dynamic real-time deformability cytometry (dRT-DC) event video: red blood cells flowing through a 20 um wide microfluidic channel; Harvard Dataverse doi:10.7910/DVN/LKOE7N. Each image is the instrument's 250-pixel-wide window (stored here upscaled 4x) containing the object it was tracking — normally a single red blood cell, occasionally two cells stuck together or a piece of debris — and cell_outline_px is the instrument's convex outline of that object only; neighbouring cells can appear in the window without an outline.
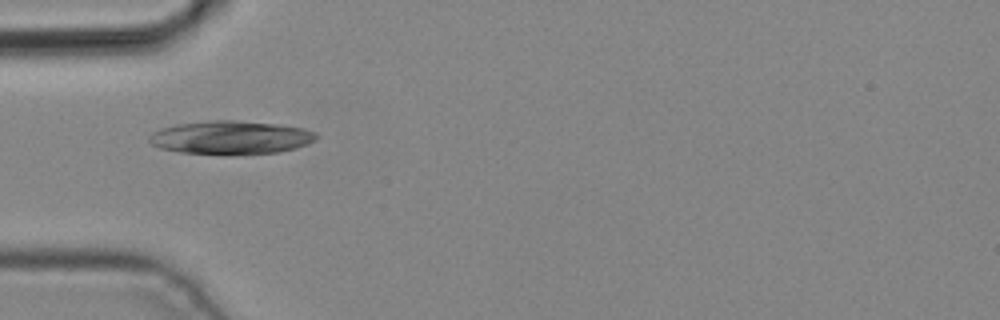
{"species": "common noctule bat (a hibernating species)", "species_latin": "Nyctalus noctula", "temperature_condition": "cold", "stored_images_in_passage": 5, "camera_frame_rate_fps": 3000, "um_per_image_px": 0.085, "animal": {"sex": "male", "body_mass_g": 19.2, "forearm_length_mm": 51.8}, "frame": {"image": 1, "passage_image": 5, "time_ms": 1.333, "image_size_px": [1000, 320], "cell_outline_px": [[320, 136], [316, 140], [308, 144], [296, 148], [280, 152], [224, 156], [180, 152], [160, 148], [152, 144], [148, 140], [148, 136], [152, 132], [160, 128], [176, 124], [208, 120], [236, 120], [280, 124], [304, 128], [316, 132]], "centroid_in_image_um": [19.64, 11.7], "position_along_channel_um": 65.4, "area_um2": 33.47}}